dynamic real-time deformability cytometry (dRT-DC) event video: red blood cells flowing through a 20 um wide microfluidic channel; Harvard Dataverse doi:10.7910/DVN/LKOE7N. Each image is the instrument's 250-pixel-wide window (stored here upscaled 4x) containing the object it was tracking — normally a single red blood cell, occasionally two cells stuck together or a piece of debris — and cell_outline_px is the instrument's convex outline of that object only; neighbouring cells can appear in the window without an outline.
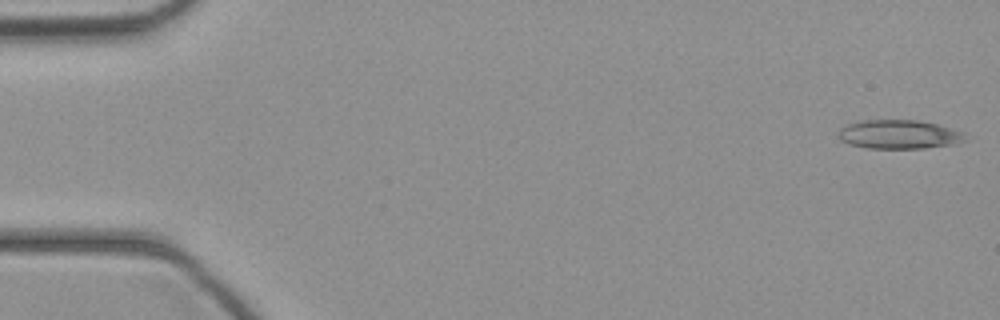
{"species": "common noctule bat (a hibernating species)", "species_latin": "Nyctalus noctula", "temperature_condition": "cold", "stored_images_in_passage": 44, "camera_frame_rate_fps": 3000, "um_per_image_px": 0.085, "animal": {"sex": "female", "body_mass_g": 21.9}, "frame": {"image": 1, "passage_image": 1, "time_ms": 0.0, "image_size_px": [1000, 320], "cell_outline_px": [[964, 140], [956, 144], [924, 148], [868, 148], [848, 144], [840, 140], [836, 136], [840, 128], [844, 124], [860, 120], [916, 120], [936, 124], [964, 132]], "centroid_in_image_um": [76.34, 11.42], "position_along_channel_um": 8.7, "area_um2": 21.5}}
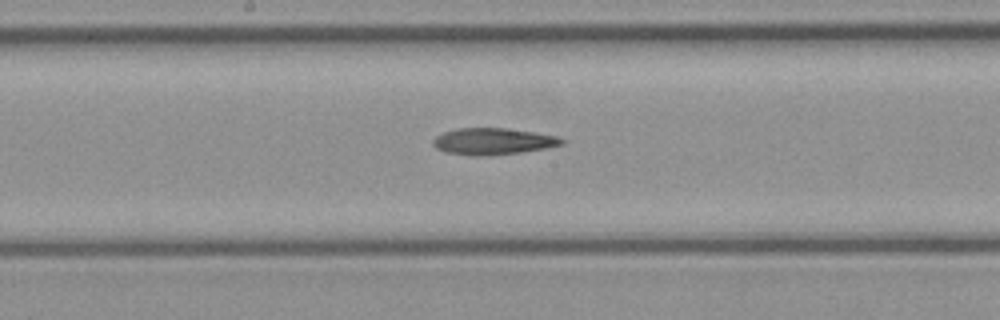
{"frame": {"image": 2, "passage_image": 23, "time_ms": 7.333, "image_size_px": [1000, 320], "cell_outline_px": [[568, 140], [564, 144], [544, 148], [520, 152], [488, 156], [472, 156], [444, 152], [436, 148], [432, 144], [432, 140], [436, 136], [444, 132], [456, 128], [504, 128], [532, 132], [556, 136]], "centroid_in_image_um": [41.87, 12.02], "position_along_channel_um": 206.3, "area_um2": 20.0}}
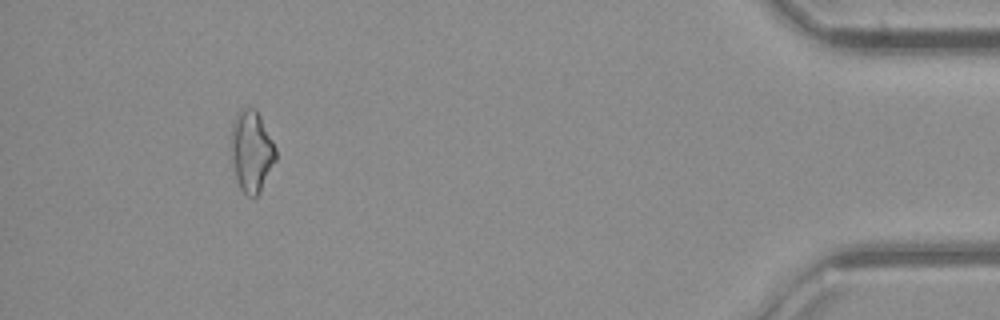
{"frame": {"image": 3, "passage_image": 41, "time_ms": 13.333, "image_size_px": [1000, 320], "cell_outline_px": [[276, 160], [260, 192], [256, 196], [248, 196], [240, 188], [236, 176], [232, 160], [232, 120], [236, 112], [244, 108], [256, 108], [276, 148]], "centroid_in_image_um": [21.39, 12.83], "position_along_channel_um": 413.8, "area_um2": 20.92}}